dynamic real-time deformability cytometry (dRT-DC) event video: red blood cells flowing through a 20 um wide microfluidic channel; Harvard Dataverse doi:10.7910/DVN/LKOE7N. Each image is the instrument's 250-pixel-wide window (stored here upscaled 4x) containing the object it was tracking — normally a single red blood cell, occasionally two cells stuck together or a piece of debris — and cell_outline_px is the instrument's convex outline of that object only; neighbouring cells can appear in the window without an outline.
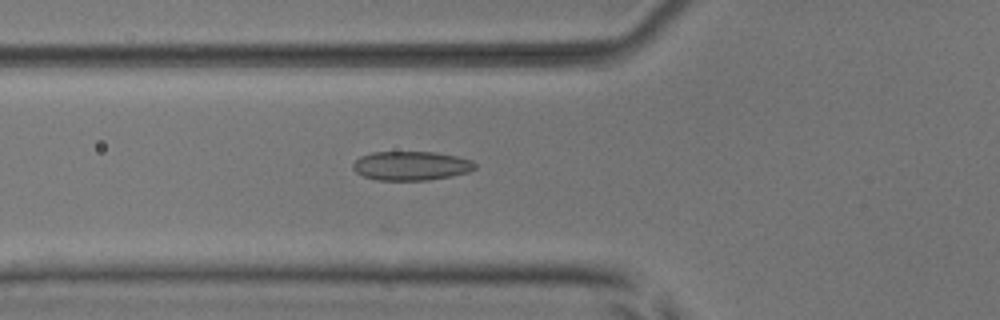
{"species": "common noctule bat (a hibernating species)", "species_latin": "Nyctalus noctula", "temperature_condition": "room temperature", "stored_images_in_passage": 6, "camera_frame_rate_fps": 3000, "um_per_image_px": 0.085, "animal": {"sex": "male", "body_mass_g": 17.9, "forearm_length_mm": 54.2}, "frame": {"image": 1, "passage_image": 6, "time_ms": 6.0, "image_size_px": [1000, 320], "cell_outline_px": [[476, 168], [468, 172], [452, 176], [428, 180], [376, 180], [364, 176], [356, 172], [352, 168], [352, 164], [360, 156], [372, 152], [436, 152], [456, 156], [472, 160], [476, 164]], "centroid_in_image_um": [34.95, 14.09], "position_along_channel_um": 90.9, "area_um2": 20.75}}